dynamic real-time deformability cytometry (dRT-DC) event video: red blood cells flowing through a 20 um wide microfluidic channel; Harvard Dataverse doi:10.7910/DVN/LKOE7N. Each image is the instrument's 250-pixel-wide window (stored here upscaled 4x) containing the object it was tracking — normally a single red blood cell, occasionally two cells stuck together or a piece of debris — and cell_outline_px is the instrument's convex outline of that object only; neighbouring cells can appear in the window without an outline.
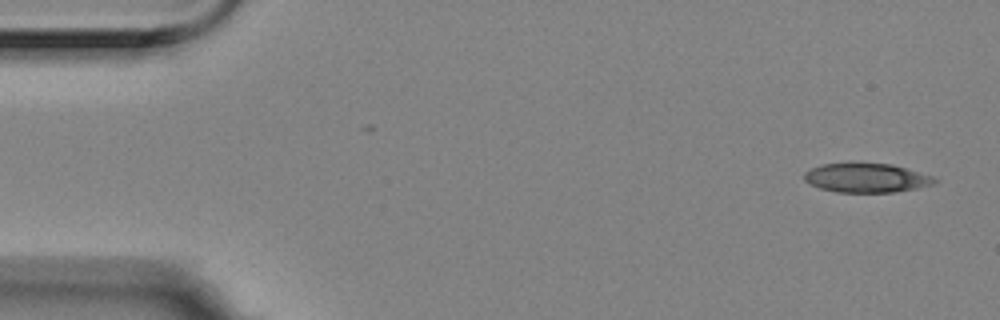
{"species": "Egyptian fruit bat (a non-hibernating species)", "species_latin": "Rousettus aegyptiacus", "temperature_condition": "room temperature", "stored_images_in_passage": 5, "camera_frame_rate_fps": 3000, "um_per_image_px": 0.085, "animal": {"sex": "female"}, "frame": {"image": 1, "passage_image": 1, "time_ms": 0.0, "image_size_px": [1000, 320], "cell_outline_px": [[940, 180], [932, 184], [916, 188], [892, 192], [836, 192], [820, 188], [804, 180], [804, 172], [812, 168], [824, 164], [892, 164], [932, 176]], "centroid_in_image_um": [73.65, 15.13], "position_along_channel_um": 11.3, "area_um2": 21.68}}